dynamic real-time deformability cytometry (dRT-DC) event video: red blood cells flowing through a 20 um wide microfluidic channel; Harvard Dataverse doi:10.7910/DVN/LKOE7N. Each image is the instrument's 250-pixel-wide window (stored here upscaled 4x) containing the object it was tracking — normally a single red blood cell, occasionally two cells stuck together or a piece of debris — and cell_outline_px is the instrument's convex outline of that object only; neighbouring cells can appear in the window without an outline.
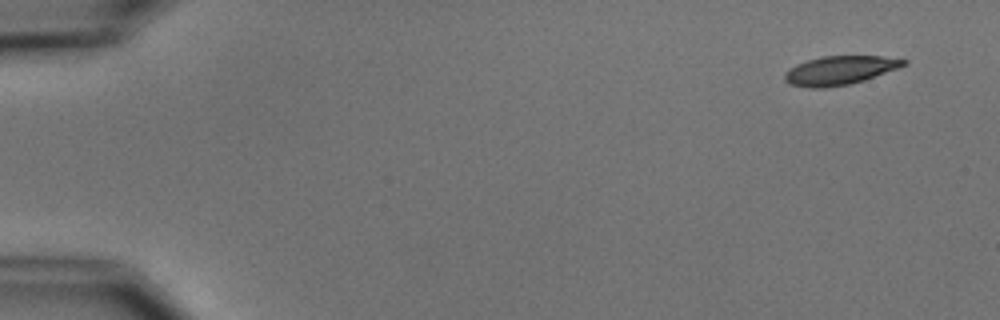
{"species": "common noctule bat (a hibernating species)", "species_latin": "Nyctalus noctula", "temperature_condition": "cold", "stored_images_in_passage": 5, "camera_frame_rate_fps": 3000, "um_per_image_px": 0.085, "animal": {"sex": "male", "body_mass_g": 15.6}, "frame": {"image": 1, "passage_image": 1, "time_ms": 0.0, "image_size_px": [1000, 320], "cell_outline_px": [[908, 64], [900, 68], [864, 80], [848, 84], [824, 88], [808, 88], [788, 84], [784, 80], [784, 72], [796, 64], [820, 56], [880, 56], [908, 60]], "centroid_in_image_um": [71.37, 5.98], "position_along_channel_um": 13.6, "area_um2": 20.11}}
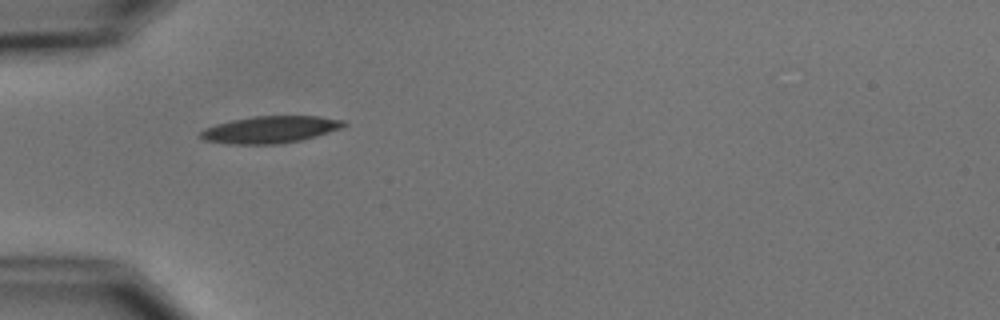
{"frame": {"image": 2, "passage_image": 5, "time_ms": 4.667, "image_size_px": [1000, 320], "cell_outline_px": [[348, 124], [344, 128], [316, 136], [300, 140], [276, 144], [232, 144], [204, 140], [200, 136], [200, 132], [204, 128], [216, 124], [232, 120], [252, 116], [320, 116], [344, 120]], "centroid_in_image_um": [23.01, 11.0], "position_along_channel_um": 62.0, "area_um2": 22.6}}